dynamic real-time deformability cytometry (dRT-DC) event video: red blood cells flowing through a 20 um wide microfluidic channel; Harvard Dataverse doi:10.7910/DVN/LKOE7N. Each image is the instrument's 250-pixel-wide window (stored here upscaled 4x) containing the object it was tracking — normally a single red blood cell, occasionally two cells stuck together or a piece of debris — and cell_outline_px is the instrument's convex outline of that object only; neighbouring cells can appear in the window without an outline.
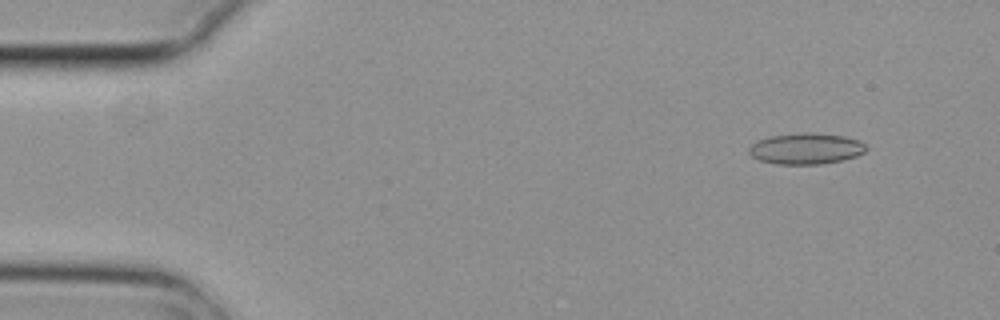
{"species": "common noctule bat (a hibernating species)", "species_latin": "Nyctalus noctula", "temperature_condition": "cold", "stored_images_in_passage": 6, "camera_frame_rate_fps": 3000, "um_per_image_px": 0.085, "animal": {"sex": "female", "body_mass_g": 29.2, "forearm_length_mm": 56.3}, "frame": {"image": 1, "passage_image": 2, "time_ms": 0.333, "image_size_px": [1000, 320], "cell_outline_px": [[868, 148], [864, 152], [856, 156], [840, 160], [820, 164], [776, 164], [760, 160], [752, 156], [748, 152], [748, 148], [756, 140], [772, 136], [808, 132], [844, 136], [860, 140]], "centroid_in_image_um": [68.5, 12.63], "position_along_channel_um": 16.5, "area_um2": 21.1}}
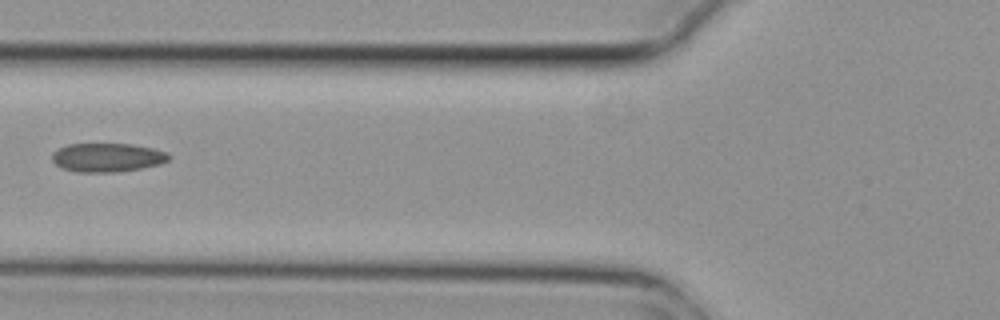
{"frame": {"image": 2, "passage_image": 6, "time_ms": 1.667, "image_size_px": [1000, 320], "cell_outline_px": [[172, 156], [168, 160], [160, 164], [140, 168], [116, 172], [76, 172], [60, 168], [52, 160], [52, 152], [68, 144], [132, 144], [152, 148], [168, 152]], "centroid_in_image_um": [9.12, 13.39], "position_along_channel_um": 116.7, "area_um2": 19.65}}